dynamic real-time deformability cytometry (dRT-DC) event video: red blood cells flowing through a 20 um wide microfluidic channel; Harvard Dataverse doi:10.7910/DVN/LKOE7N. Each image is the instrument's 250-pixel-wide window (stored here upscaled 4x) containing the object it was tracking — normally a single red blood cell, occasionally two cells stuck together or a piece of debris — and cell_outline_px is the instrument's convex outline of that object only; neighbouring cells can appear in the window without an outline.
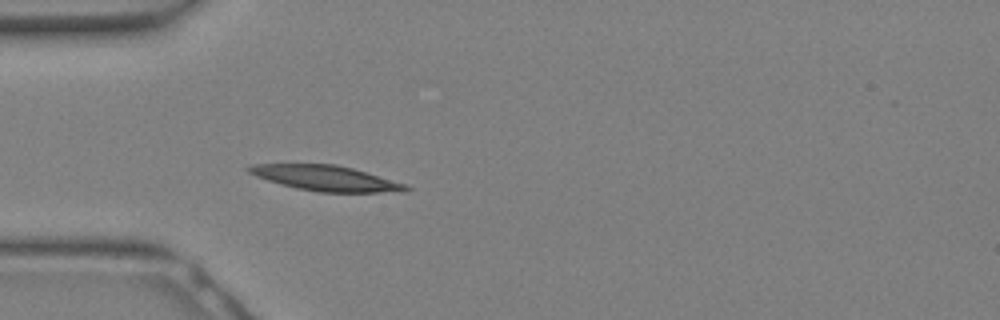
{"species": "Egyptian fruit bat (a non-hibernating species)", "species_latin": "Rousettus aegyptiacus", "temperature_condition": "warm", "stored_images_in_passage": 8, "camera_frame_rate_fps": 3000, "um_per_image_px": 0.085, "animal": {"sex": "female"}, "frame": {"image": 1, "passage_image": 2, "time_ms": 0.333, "image_size_px": [1000, 320], "cell_outline_px": [[412, 188], [408, 192], [316, 192], [296, 188], [280, 184], [256, 176], [248, 172], [244, 168], [252, 164], [336, 164], [352, 168], [408, 184]], "centroid_in_image_um": [27.73, 15.15], "position_along_channel_um": 57.3, "area_um2": 23.35}}
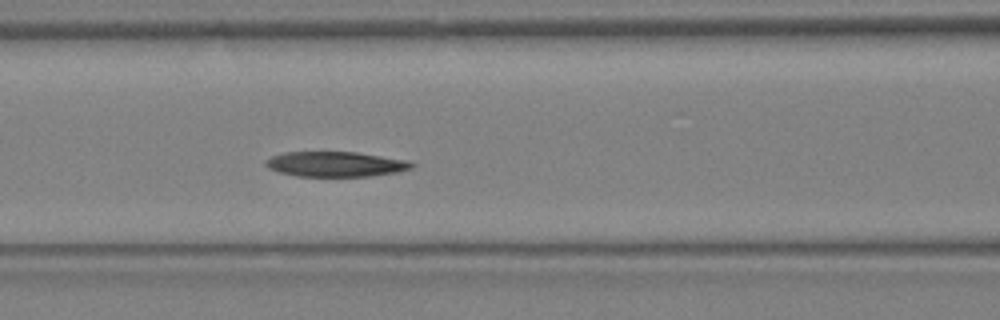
{"frame": {"image": 2, "passage_image": 6, "time_ms": 1.667, "image_size_px": [1000, 320], "cell_outline_px": [[416, 164], [412, 168], [396, 172], [368, 176], [296, 176], [280, 172], [268, 168], [264, 164], [264, 160], [272, 156], [284, 152], [356, 152], [408, 160]], "centroid_in_image_um": [28.51, 13.95], "position_along_channel_um": 138.1, "area_um2": 21.33}}
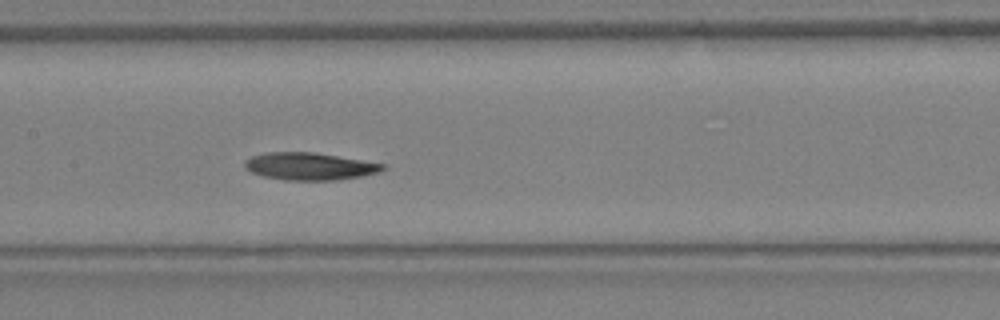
{"frame": {"image": 3, "passage_image": 8, "time_ms": 2.333, "image_size_px": [1000, 320], "cell_outline_px": [[388, 168], [380, 172], [364, 176], [336, 180], [284, 180], [264, 176], [252, 172], [244, 168], [244, 160], [252, 156], [264, 152], [312, 152], [388, 164]], "centroid_in_image_um": [26.36, 14.14], "position_along_channel_um": 181.0, "area_um2": 22.25}}